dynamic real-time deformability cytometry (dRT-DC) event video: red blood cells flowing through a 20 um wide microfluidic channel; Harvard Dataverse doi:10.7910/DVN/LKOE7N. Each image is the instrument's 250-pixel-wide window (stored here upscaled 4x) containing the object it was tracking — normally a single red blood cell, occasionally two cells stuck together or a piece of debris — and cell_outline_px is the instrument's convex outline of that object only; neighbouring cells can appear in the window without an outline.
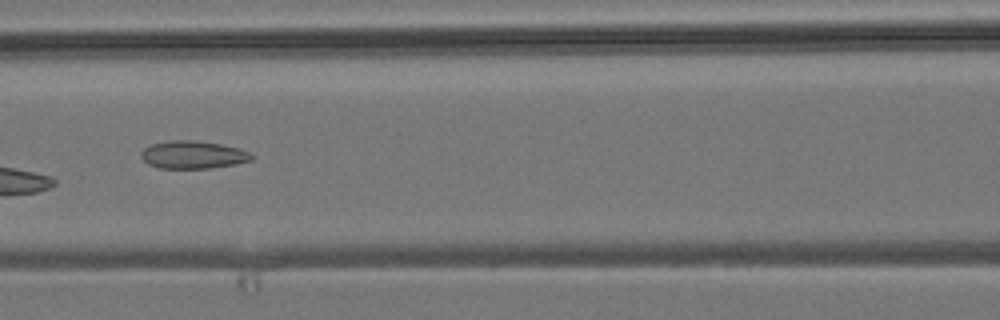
{"species": "common noctule bat (a hibernating species)", "species_latin": "Nyctalus noctula", "temperature_condition": "room temperature", "stored_images_in_passage": 6, "camera_frame_rate_fps": 3000, "um_per_image_px": 0.085, "animal": {"sex": "male", "body_mass_g": 19.2, "forearm_length_mm": 51.8}, "frame": {"image": 1, "passage_image": 6, "time_ms": 6.667, "image_size_px": [1000, 320], "cell_outline_px": [[256, 156], [252, 160], [236, 164], [208, 168], [160, 168], [148, 164], [140, 156], [140, 152], [148, 144], [168, 140], [196, 140], [220, 144], [240, 148], [252, 152]], "centroid_in_image_um": [16.42, 13.14], "position_along_channel_um": 150.2, "area_um2": 18.21}}